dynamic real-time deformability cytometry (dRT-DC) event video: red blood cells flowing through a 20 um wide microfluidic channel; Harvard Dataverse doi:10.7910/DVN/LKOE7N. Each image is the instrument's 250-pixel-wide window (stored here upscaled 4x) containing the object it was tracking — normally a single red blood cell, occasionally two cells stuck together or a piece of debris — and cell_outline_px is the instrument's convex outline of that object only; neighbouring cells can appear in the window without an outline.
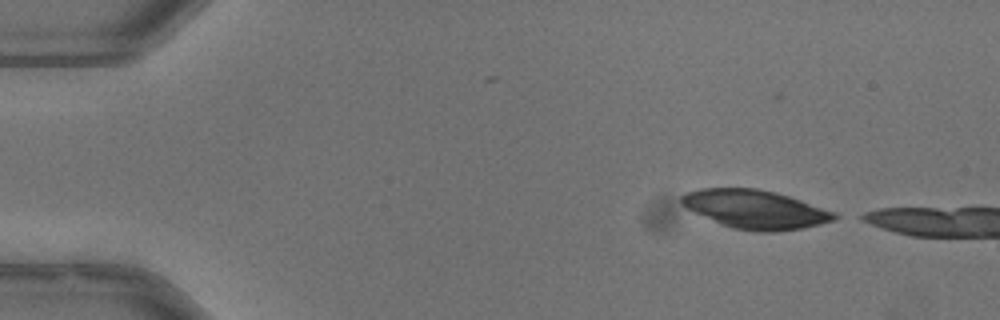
{"species": "common noctule bat (a hibernating species)", "species_latin": "Nyctalus noctula", "temperature_condition": "warm", "stored_images_in_passage": 5, "camera_frame_rate_fps": 3000, "um_per_image_px": 0.085, "animal": {"sex": "male", "body_mass_g": 13.3}, "frame": {"image": 1, "passage_image": 1, "time_ms": 0.0, "image_size_px": [1000, 320], "cell_outline_px": [[844, 216], [836, 220], [804, 228], [776, 232], [756, 232], [732, 228], [720, 224], [680, 204], [680, 196], [688, 192], [700, 188], [756, 188], [776, 192], [836, 212]], "centroid_in_image_um": [64.25, 17.8], "position_along_channel_um": 20.7, "area_um2": 34.62}}